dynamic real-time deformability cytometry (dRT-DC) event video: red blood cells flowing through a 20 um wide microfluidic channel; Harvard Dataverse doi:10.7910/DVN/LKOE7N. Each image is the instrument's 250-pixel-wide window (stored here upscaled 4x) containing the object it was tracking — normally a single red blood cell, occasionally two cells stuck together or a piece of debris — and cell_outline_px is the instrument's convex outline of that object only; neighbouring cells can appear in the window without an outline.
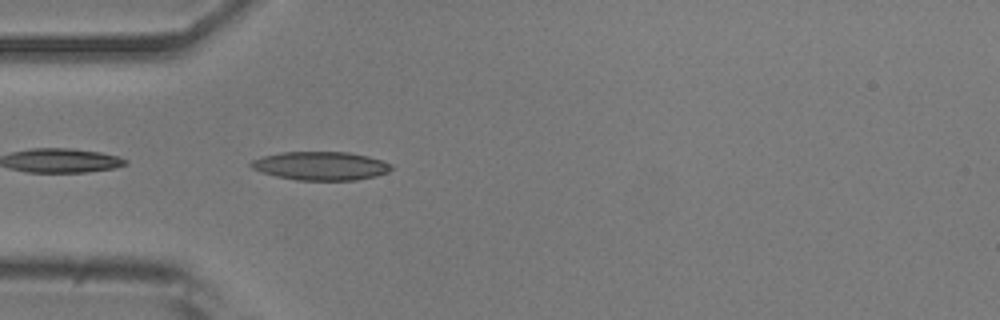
{"species": "common noctule bat (a hibernating species)", "species_latin": "Nyctalus noctula", "temperature_condition": "room temperature", "stored_images_in_passage": 38, "camera_frame_rate_fps": 3000, "um_per_image_px": 0.085, "animal": {"sex": "male", "body_mass_g": 20.5, "forearm_length_mm": 52.5}, "frame": {"image": 1, "passage_image": 1, "time_ms": 0.0, "image_size_px": [1000, 320], "cell_outline_px": [[392, 168], [388, 172], [376, 176], [356, 180], [296, 180], [276, 176], [252, 168], [248, 164], [252, 160], [264, 156], [280, 152], [348, 152], [368, 156], [392, 164]], "centroid_in_image_um": [27.27, 14.1], "position_along_channel_um": 57.7, "area_um2": 23.24}}
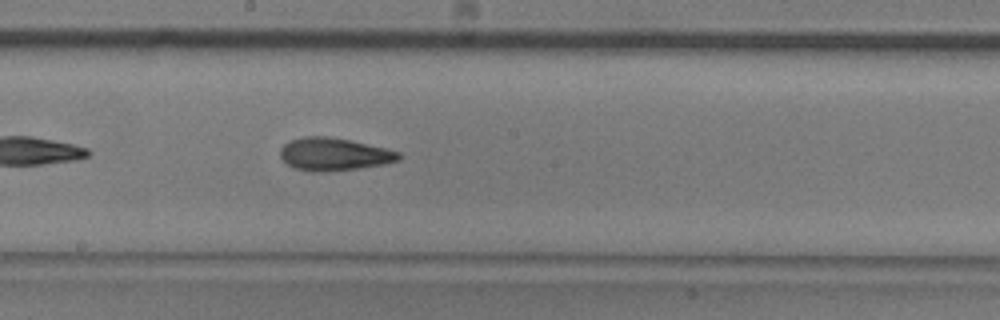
{"frame": {"image": 2, "passage_image": 14, "time_ms": 4.333, "image_size_px": [1000, 320], "cell_outline_px": [[400, 160], [384, 164], [356, 168], [296, 168], [288, 164], [280, 156], [280, 148], [284, 144], [292, 140], [304, 136], [328, 136], [352, 140], [400, 152]], "centroid_in_image_um": [28.43, 13.04], "position_along_channel_um": 219.8, "area_um2": 21.44}}
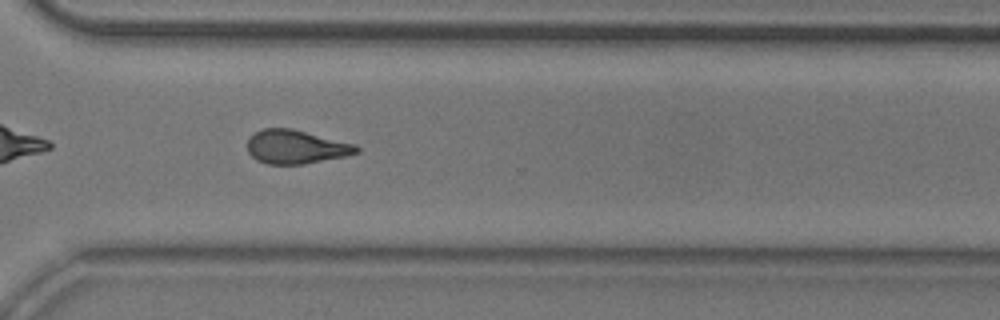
{"frame": {"image": 3, "passage_image": 24, "time_ms": 7.667, "image_size_px": [1000, 320], "cell_outline_px": [[360, 152], [348, 156], [304, 164], [268, 164], [256, 160], [248, 152], [248, 136], [264, 128], [292, 128], [356, 144], [360, 148]], "centroid_in_image_um": [25.18, 12.48], "position_along_channel_um": 345.4, "area_um2": 21.68}, "authors_computed_cell_mechanics": {"area_um2": 21.5016, "velocity_mm_per_s": 3.7867, "shape_relaxation_time_tau1_ms": 7.1795, "shape_relaxation_time_tau2_ms": 2.6652, "deformation_change_tau1": 0.1811, "deformation_change_tau2": 0.102}}